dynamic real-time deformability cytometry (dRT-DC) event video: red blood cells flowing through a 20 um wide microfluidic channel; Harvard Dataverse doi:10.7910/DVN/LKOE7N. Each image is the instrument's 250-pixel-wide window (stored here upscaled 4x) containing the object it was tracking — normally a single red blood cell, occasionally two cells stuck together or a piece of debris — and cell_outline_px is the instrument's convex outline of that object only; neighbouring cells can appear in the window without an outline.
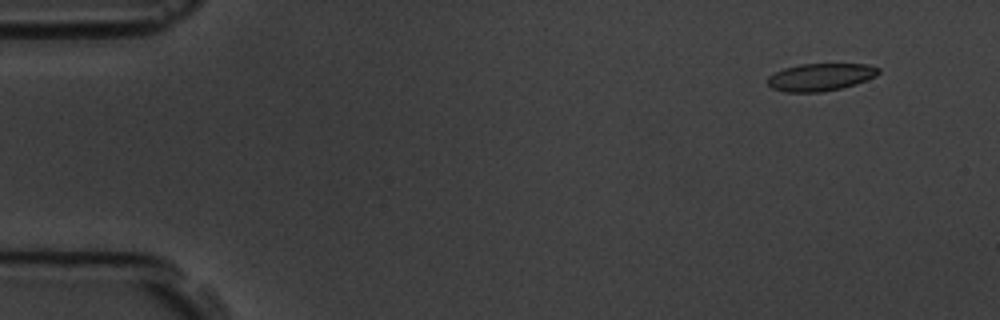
{"species": "common noctule bat (a hibernating species)", "species_latin": "Nyctalus noctula", "temperature_condition": "room temperature", "stored_images_in_passage": 11, "camera_frame_rate_fps": 3000, "um_per_image_px": 0.085, "animal": {"sex": "male", "body_mass_g": 19.5, "forearm_length_mm": 54.6}, "frame": {"image": 1, "passage_image": 2, "time_ms": 1.0, "image_size_px": [1000, 320], "cell_outline_px": [[880, 72], [876, 76], [856, 84], [824, 92], [784, 92], [772, 88], [768, 84], [768, 76], [784, 68], [800, 64], [868, 64], [880, 68]], "centroid_in_image_um": [69.75, 6.55], "position_along_channel_um": 15.2, "area_um2": 17.8}}
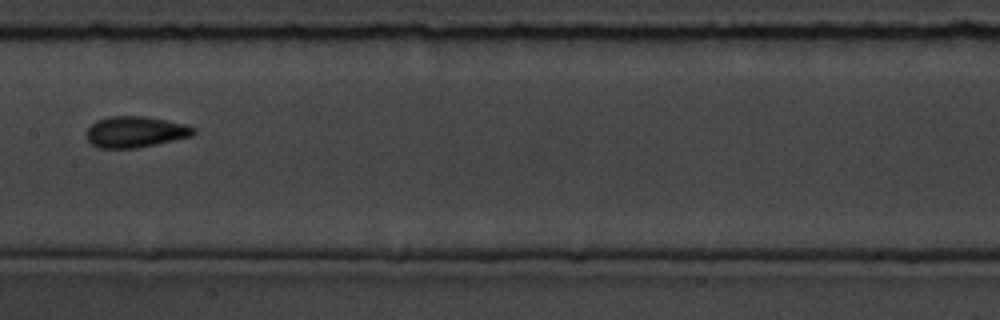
{"frame": {"image": 2, "passage_image": 8, "time_ms": 8.667, "image_size_px": [1000, 320], "cell_outline_px": [[196, 132], [192, 136], [156, 144], [136, 148], [96, 148], [84, 136], [84, 132], [96, 120], [108, 116], [144, 116], [168, 120], [188, 124], [196, 128]], "centroid_in_image_um": [11.49, 11.2], "position_along_channel_um": 195.9, "area_um2": 19.77}}
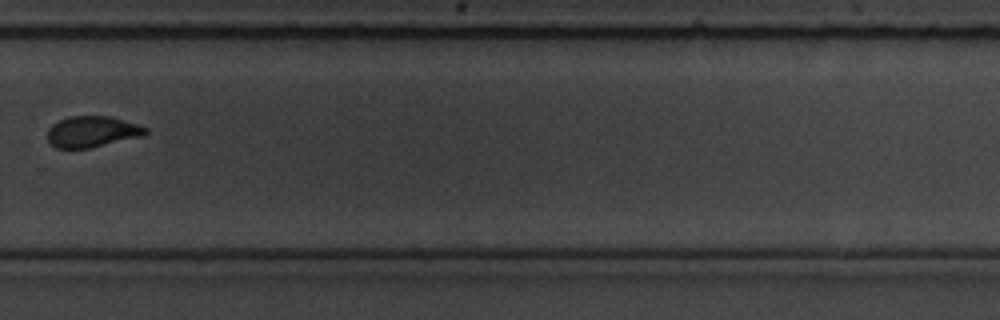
{"frame": {"image": 3, "passage_image": 11, "time_ms": 12.0, "image_size_px": [1000, 320], "cell_outline_px": [[148, 132], [144, 136], [88, 148], [56, 148], [48, 144], [48, 128], [52, 124], [60, 120], [72, 116], [108, 116], [136, 124], [148, 128]], "centroid_in_image_um": [7.81, 11.2], "position_along_channel_um": 322.0, "area_um2": 17.69}}